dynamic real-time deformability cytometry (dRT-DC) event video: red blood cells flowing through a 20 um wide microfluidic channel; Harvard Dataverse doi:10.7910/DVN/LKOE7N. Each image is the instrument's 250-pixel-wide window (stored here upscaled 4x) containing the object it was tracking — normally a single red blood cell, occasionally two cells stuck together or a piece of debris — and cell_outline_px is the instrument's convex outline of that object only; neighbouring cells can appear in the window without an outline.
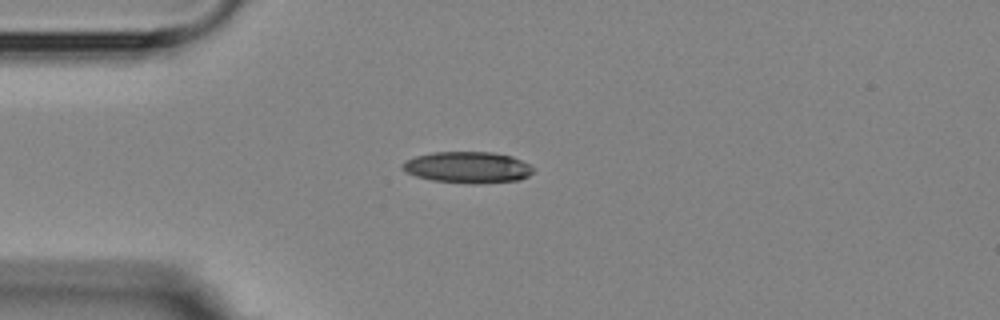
{"species": "Egyptian fruit bat (a non-hibernating species)", "species_latin": "Rousettus aegyptiacus", "temperature_condition": "room temperature", "stored_images_in_passage": 13, "camera_frame_rate_fps": 3000, "um_per_image_px": 0.085, "animal": {"sex": "female"}, "frame": {"image": 1, "passage_image": 2, "time_ms": 1.333, "image_size_px": [1000, 320], "cell_outline_px": [[536, 168], [528, 176], [520, 180], [476, 184], [468, 184], [432, 180], [416, 176], [400, 168], [400, 164], [416, 156], [432, 152], [492, 152], [512, 156]], "centroid_in_image_um": [39.76, 14.23], "position_along_channel_um": 45.2, "area_um2": 23.99}}
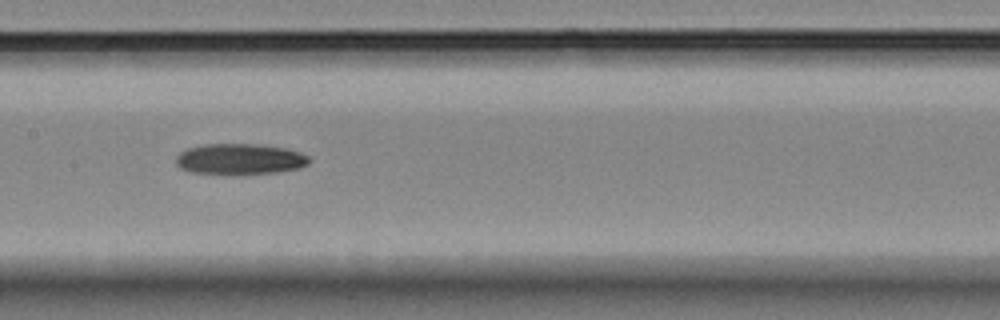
{"frame": {"image": 2, "passage_image": 6, "time_ms": 5.667, "image_size_px": [1000, 320], "cell_outline_px": [[312, 160], [308, 164], [300, 168], [276, 172], [192, 172], [180, 168], [176, 164], [176, 156], [180, 152], [188, 148], [204, 144], [260, 144], [288, 148], [300, 152], [308, 156]], "centroid_in_image_um": [20.43, 13.48], "position_along_channel_um": 187.0, "area_um2": 23.41}}
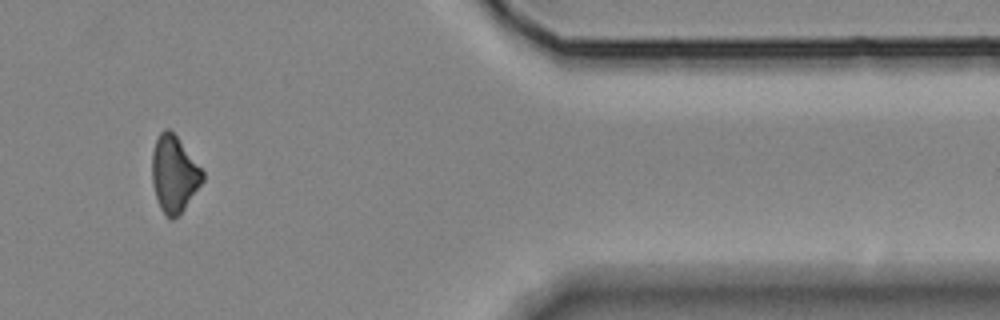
{"frame": {"image": 3, "passage_image": 11, "time_ms": 12.333, "image_size_px": [1000, 320], "cell_outline_px": [[204, 180], [184, 208], [172, 220], [160, 208], [152, 184], [152, 152], [156, 140], [160, 132], [164, 128], [168, 128], [176, 136], [204, 172]], "centroid_in_image_um": [14.78, 14.77], "position_along_channel_um": 396.6, "area_um2": 22.08}}